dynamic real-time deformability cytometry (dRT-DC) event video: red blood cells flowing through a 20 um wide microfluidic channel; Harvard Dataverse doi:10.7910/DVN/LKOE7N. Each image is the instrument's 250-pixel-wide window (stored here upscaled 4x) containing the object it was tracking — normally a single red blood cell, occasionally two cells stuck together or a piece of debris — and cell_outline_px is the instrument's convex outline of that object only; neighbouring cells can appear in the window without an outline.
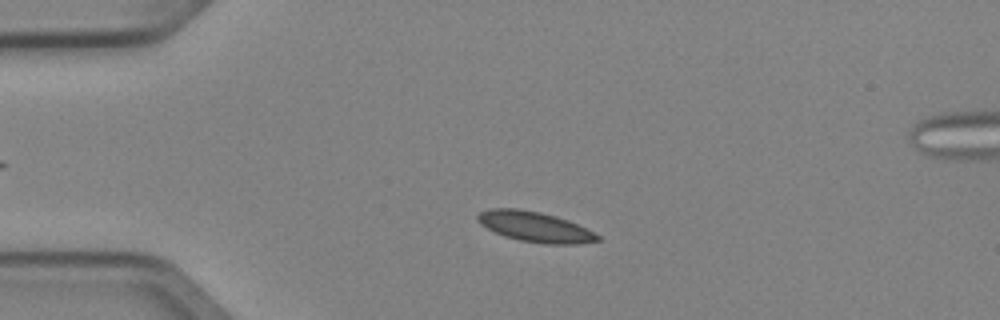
{"species": "Egyptian fruit bat (a non-hibernating species)", "species_latin": "Rousettus aegyptiacus", "temperature_condition": "cold", "stored_images_in_passage": 48, "camera_frame_rate_fps": 3000, "um_per_image_px": 0.085, "animal": {"sex": "female"}, "frame": {"image": 1, "passage_image": 9, "time_ms": 2.667, "image_size_px": [1000, 320], "cell_outline_px": [[600, 240], [576, 244], [544, 244], [520, 240], [504, 236], [480, 224], [476, 220], [476, 216], [480, 212], [488, 208], [520, 208], [540, 212], [556, 216], [568, 220], [600, 236]], "centroid_in_image_um": [45.42, 19.26], "position_along_channel_um": 39.6, "area_um2": 21.04}}
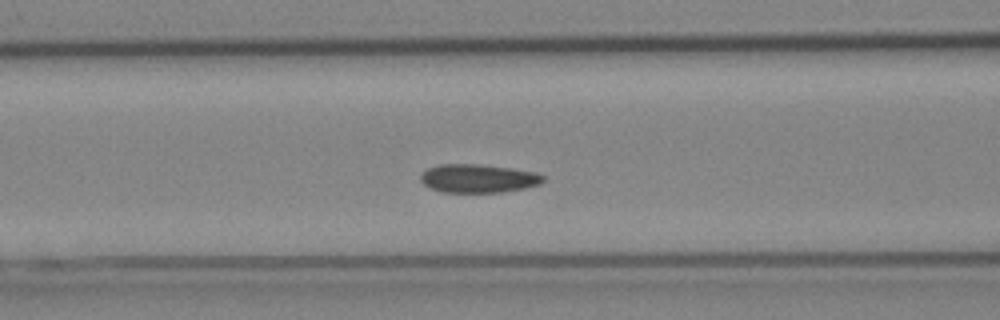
{"frame": {"image": 2, "passage_image": 18, "time_ms": 5.667, "image_size_px": [1000, 320], "cell_outline_px": [[544, 180], [540, 184], [524, 188], [504, 192], [440, 192], [424, 184], [420, 180], [420, 176], [428, 168], [440, 164], [480, 164], [512, 168], [536, 172], [544, 176]], "centroid_in_image_um": [40.66, 15.16], "position_along_channel_um": 125.9, "area_um2": 20.35}}
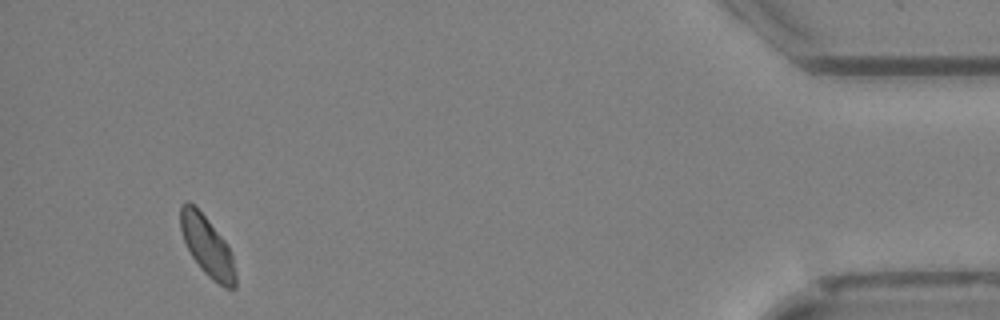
{"frame": {"image": 3, "passage_image": 45, "time_ms": 14.667, "image_size_px": [1000, 320], "cell_outline_px": [[236, 288], [224, 288], [212, 280], [200, 268], [192, 256], [184, 240], [180, 228], [180, 204], [188, 200], [208, 220], [228, 244], [232, 256], [236, 272]], "centroid_in_image_um": [17.62, 20.95], "position_along_channel_um": 417.6, "area_um2": 19.19}, "authors_computed_cell_mechanics": {"area_um2": 19.8832, "velocity_mm_per_s": 3.9933, "shape_relaxation_time_tau1_ms": 1.5633, "shape_relaxation_time_tau2_ms": 1.5801, "deformation_change_tau1": 0.0768, "deformation_change_tau2": 0.0499}}